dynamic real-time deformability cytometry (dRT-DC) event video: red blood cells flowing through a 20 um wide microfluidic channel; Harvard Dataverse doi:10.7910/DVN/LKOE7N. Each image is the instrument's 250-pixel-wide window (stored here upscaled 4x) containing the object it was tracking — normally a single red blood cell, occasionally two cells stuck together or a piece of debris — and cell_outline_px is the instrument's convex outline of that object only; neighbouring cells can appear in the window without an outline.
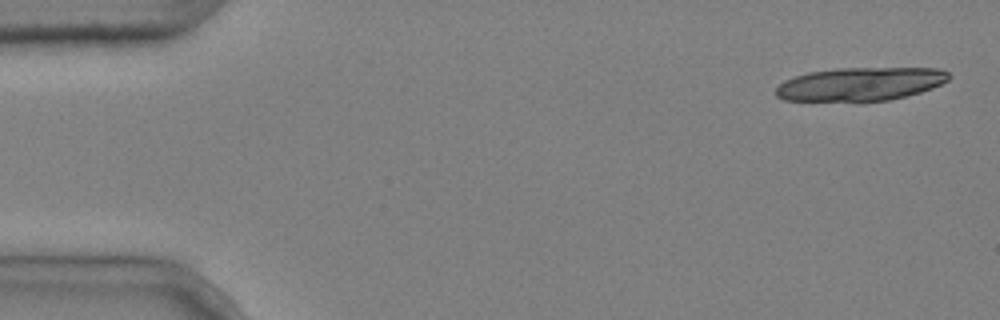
{"species": "common noctule bat (a hibernating species)", "species_latin": "Nyctalus noctula", "temperature_condition": "cold", "stored_images_in_passage": 5, "camera_frame_rate_fps": 3000, "um_per_image_px": 0.085, "animal": {"sex": "male", "body_mass_g": 20.4}, "frame": {"image": 1, "passage_image": 1, "time_ms": 0.0, "image_size_px": [1000, 320], "cell_outline_px": [[952, 76], [948, 80], [932, 88], [920, 92], [888, 100], [784, 100], [776, 96], [776, 88], [784, 80], [808, 72], [836, 68], [940, 68], [948, 72]], "centroid_in_image_um": [73.15, 7.12], "position_along_channel_um": 11.8, "area_um2": 33.29}}
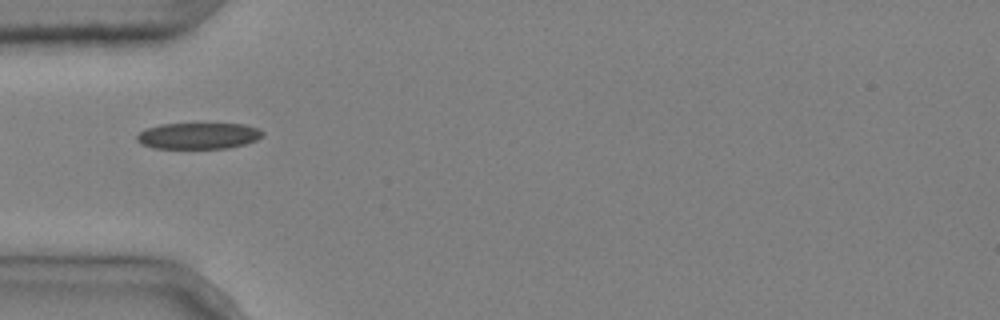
{"frame": {"image": 2, "passage_image": 5, "time_ms": 1.333, "image_size_px": [1000, 320], "cell_outline_px": [[264, 136], [256, 140], [244, 144], [228, 148], [152, 148], [140, 144], [136, 140], [136, 136], [140, 132], [148, 128], [160, 124], [244, 124], [260, 128], [264, 132]], "centroid_in_image_um": [16.88, 11.54], "position_along_channel_um": 68.1, "area_um2": 19.31}}